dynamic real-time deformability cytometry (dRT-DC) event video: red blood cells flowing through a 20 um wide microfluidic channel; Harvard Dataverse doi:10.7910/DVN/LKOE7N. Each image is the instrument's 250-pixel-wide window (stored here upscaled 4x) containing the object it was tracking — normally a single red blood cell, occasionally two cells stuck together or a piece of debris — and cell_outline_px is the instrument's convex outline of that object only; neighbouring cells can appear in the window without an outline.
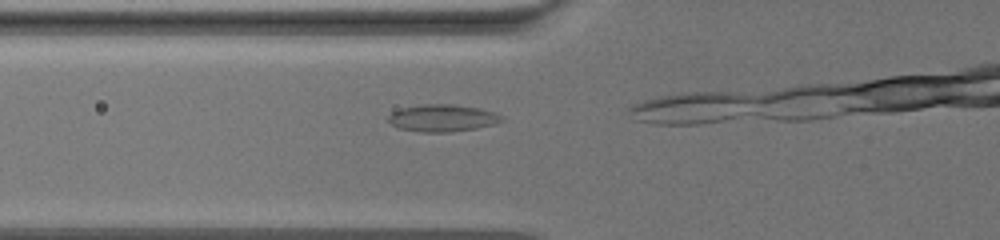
{"species": "common noctule bat (a hibernating species)", "species_latin": "Nyctalus noctula", "temperature_condition": "warm", "stored_images_in_passage": 23, "camera_frame_rate_fps": 3000, "um_per_image_px": 0.085, "animal": {"sex": "female", "body_mass_g": 19.5, "forearm_length_mm": 54.1}, "frame": {"image": 1, "passage_image": 20, "time_ms": 6.333, "image_size_px": [1000, 240], "cell_outline_px": [[504, 120], [496, 124], [476, 128], [452, 132], [420, 132], [400, 128], [392, 124], [388, 120], [388, 116], [392, 112], [400, 108], [420, 104], [452, 104], [476, 108], [492, 112], [504, 116]], "centroid_in_image_um": [37.6, 10.03], "position_along_channel_um": 88.2, "area_um2": 17.92}}